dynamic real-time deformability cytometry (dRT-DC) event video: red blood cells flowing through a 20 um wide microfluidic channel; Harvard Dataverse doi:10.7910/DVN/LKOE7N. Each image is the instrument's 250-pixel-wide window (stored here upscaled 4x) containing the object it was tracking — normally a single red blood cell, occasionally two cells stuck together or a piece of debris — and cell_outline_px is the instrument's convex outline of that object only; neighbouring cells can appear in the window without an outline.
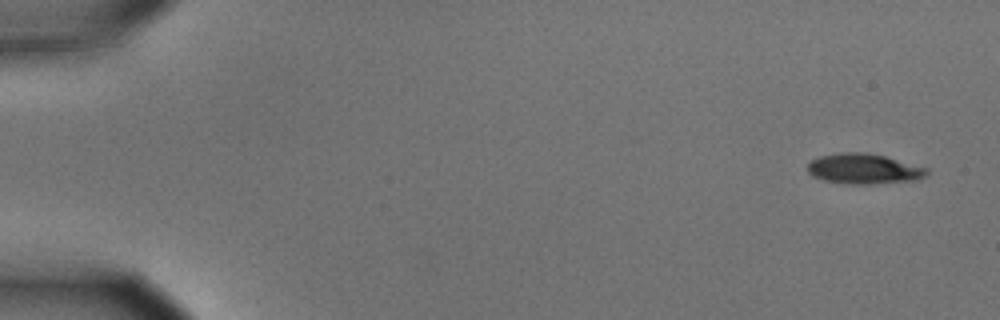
{"species": "common noctule bat (a hibernating species)", "species_latin": "Nyctalus noctula", "temperature_condition": "cold", "stored_images_in_passage": 5, "camera_frame_rate_fps": 3000, "um_per_image_px": 0.085, "animal": {"sex": "male", "body_mass_g": 15.6}, "frame": {"image": 1, "passage_image": 1, "time_ms": 0.0, "image_size_px": [1000, 320], "cell_outline_px": [[928, 176], [920, 180], [868, 184], [848, 184], [824, 180], [812, 176], [808, 172], [808, 164], [812, 160], [820, 156], [840, 152], [864, 152], [884, 156], [928, 168]], "centroid_in_image_um": [73.46, 14.36], "position_along_channel_um": 11.5, "area_um2": 21.1}}